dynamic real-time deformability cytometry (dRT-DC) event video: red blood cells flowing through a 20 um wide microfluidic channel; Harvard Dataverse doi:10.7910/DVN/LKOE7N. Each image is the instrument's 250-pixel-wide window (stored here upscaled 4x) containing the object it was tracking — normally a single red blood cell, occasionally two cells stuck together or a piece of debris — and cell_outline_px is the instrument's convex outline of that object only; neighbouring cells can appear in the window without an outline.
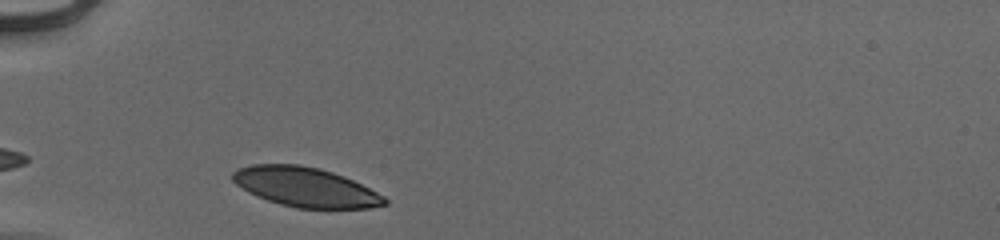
{"species": "human", "species_latin": "Homo sapiens", "temperature_condition": "cold", "stored_images_in_passage": 29, "camera_frame_rate_fps": 3000, "um_per_image_px": 0.085, "donor": {"sex": "male"}, "frame": {"image": 1, "passage_image": 1, "time_ms": 0.0, "image_size_px": [1000, 240], "cell_outline_px": [[388, 204], [368, 208], [296, 208], [280, 204], [256, 196], [248, 192], [236, 184], [232, 180], [232, 172], [240, 168], [252, 164], [300, 164], [332, 172], [344, 176], [384, 196], [388, 200]], "centroid_in_image_um": [25.94, 15.9], "position_along_channel_um": 59.1, "area_um2": 34.74}}
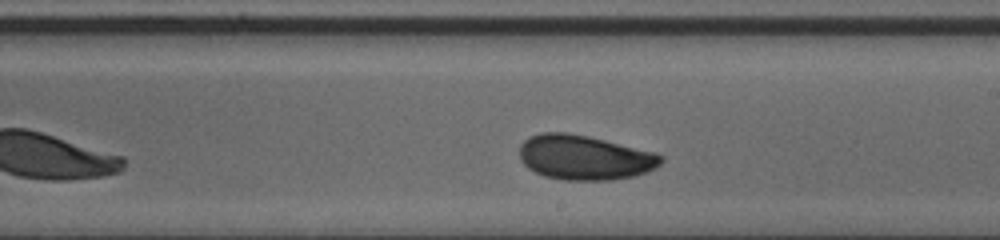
{"frame": {"image": 2, "passage_image": 16, "time_ms": 5.0, "image_size_px": [1000, 240], "cell_outline_px": [[664, 160], [656, 168], [648, 172], [636, 176], [612, 180], [564, 180], [544, 176], [528, 168], [520, 160], [520, 144], [524, 140], [540, 132], [568, 132], [588, 136], [652, 152], [664, 156]], "centroid_in_image_um": [49.68, 13.39], "position_along_channel_um": 239.3, "area_um2": 36.93}}
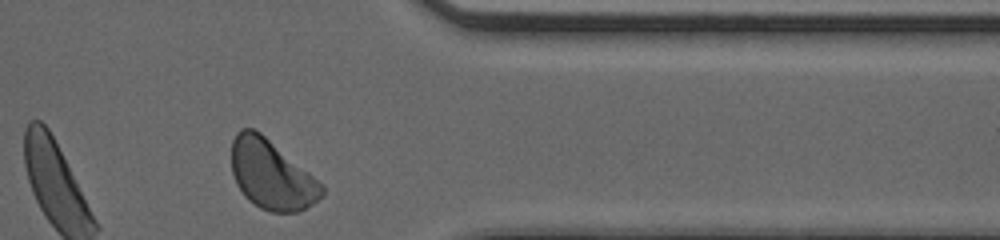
{"frame": {"image": 3, "passage_image": 28, "time_ms": 9.0, "image_size_px": [1000, 240], "cell_outline_px": [[324, 196], [312, 204], [296, 212], [272, 212], [260, 208], [248, 200], [244, 196], [236, 184], [232, 172], [232, 140], [236, 132], [240, 128], [252, 128], [260, 132], [324, 184]], "centroid_in_image_um": [23.08, 14.85], "position_along_channel_um": 388.3, "area_um2": 36.53}, "authors_computed_cell_mechanics": {"area_um2": 36.0094, "velocity_mm_per_s": 3.8957, "shape_relaxation_time_tau1_ms": 2.1652, "shape_relaxation_time_tau2_ms": 6.3027, "deformation_change_tau1": 0.0777, "deformation_change_tau2": 0.0928}}